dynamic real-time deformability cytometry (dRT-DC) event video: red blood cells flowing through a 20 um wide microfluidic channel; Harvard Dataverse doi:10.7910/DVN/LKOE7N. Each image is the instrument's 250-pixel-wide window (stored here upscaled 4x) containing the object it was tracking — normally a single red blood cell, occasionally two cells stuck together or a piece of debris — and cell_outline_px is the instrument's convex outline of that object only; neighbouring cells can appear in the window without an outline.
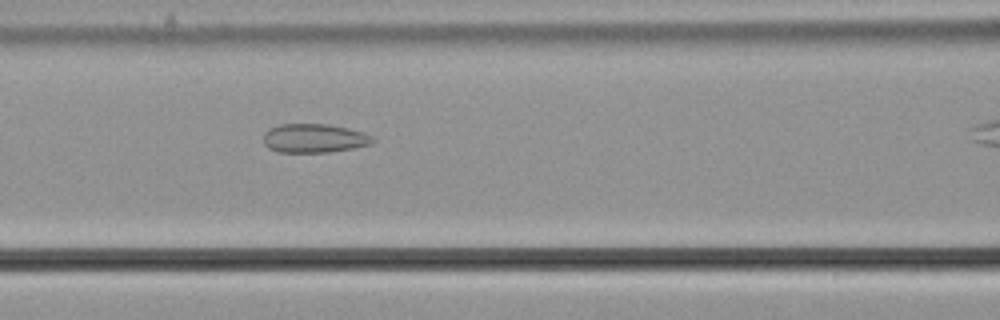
{"species": "common noctule bat (a hibernating species)", "species_latin": "Nyctalus noctula", "temperature_condition": "cold", "stored_images_in_passage": 20, "camera_frame_rate_fps": 3000, "um_per_image_px": 0.085, "animal": {"sex": "male", "body_mass_g": 21.5, "forearm_length_mm": 52.0}, "frame": {"image": 1, "passage_image": 9, "time_ms": 2.667, "image_size_px": [1000, 320], "cell_outline_px": [[376, 140], [372, 144], [352, 148], [328, 152], [280, 152], [268, 148], [264, 144], [264, 132], [268, 128], [280, 124], [328, 124], [348, 128], [364, 132], [372, 136]], "centroid_in_image_um": [26.71, 11.74], "position_along_channel_um": 139.9, "area_um2": 18.5}}
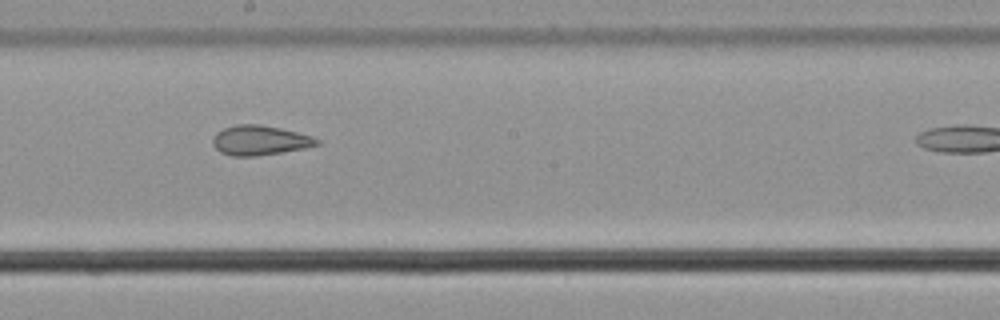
{"frame": {"image": 2, "passage_image": 16, "time_ms": 5.0, "image_size_px": [1000, 320], "cell_outline_px": [[320, 144], [304, 148], [256, 156], [232, 156], [220, 152], [212, 144], [212, 140], [216, 132], [224, 128], [236, 124], [260, 124], [280, 128], [312, 136], [320, 140]], "centroid_in_image_um": [22.06, 11.92], "position_along_channel_um": 226.1, "area_um2": 17.98}}
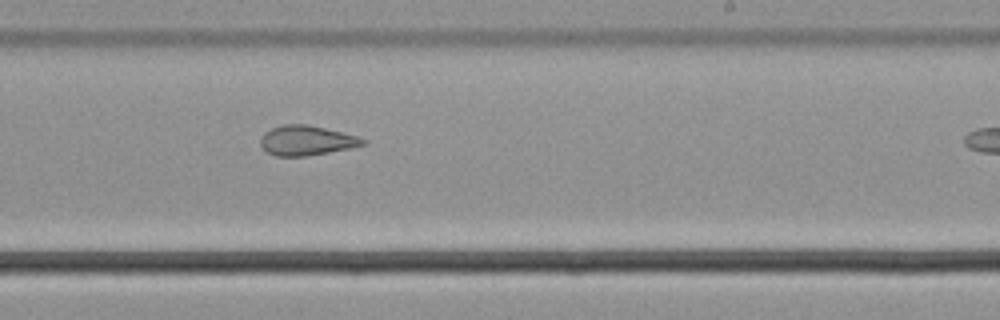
{"frame": {"image": 3, "passage_image": 19, "time_ms": 6.0, "image_size_px": [1000, 320], "cell_outline_px": [[368, 144], [328, 152], [304, 156], [276, 156], [268, 152], [260, 144], [260, 140], [264, 132], [272, 128], [284, 124], [308, 124], [356, 136], [368, 140]], "centroid_in_image_um": [26.05, 11.93], "position_along_channel_um": 262.9, "area_um2": 17.57}}